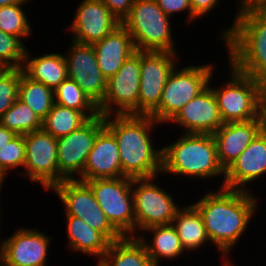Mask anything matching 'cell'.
<instances>
[{
  "label": "cell",
  "instance_id": "obj_1",
  "mask_svg": "<svg viewBox=\"0 0 266 266\" xmlns=\"http://www.w3.org/2000/svg\"><path fill=\"white\" fill-rule=\"evenodd\" d=\"M208 192L192 205L199 211L210 243L226 258L255 215L256 198L251 191L227 189Z\"/></svg>",
  "mask_w": 266,
  "mask_h": 266
},
{
  "label": "cell",
  "instance_id": "obj_2",
  "mask_svg": "<svg viewBox=\"0 0 266 266\" xmlns=\"http://www.w3.org/2000/svg\"><path fill=\"white\" fill-rule=\"evenodd\" d=\"M104 121L118 143L121 177L150 178L162 173V148L154 149L150 138V129L158 122L151 115H108Z\"/></svg>",
  "mask_w": 266,
  "mask_h": 266
},
{
  "label": "cell",
  "instance_id": "obj_3",
  "mask_svg": "<svg viewBox=\"0 0 266 266\" xmlns=\"http://www.w3.org/2000/svg\"><path fill=\"white\" fill-rule=\"evenodd\" d=\"M233 24L221 34L229 51V63L253 78L266 79V9L239 8Z\"/></svg>",
  "mask_w": 266,
  "mask_h": 266
},
{
  "label": "cell",
  "instance_id": "obj_4",
  "mask_svg": "<svg viewBox=\"0 0 266 266\" xmlns=\"http://www.w3.org/2000/svg\"><path fill=\"white\" fill-rule=\"evenodd\" d=\"M169 146L162 147V172L196 178L223 175L213 134L182 133Z\"/></svg>",
  "mask_w": 266,
  "mask_h": 266
},
{
  "label": "cell",
  "instance_id": "obj_5",
  "mask_svg": "<svg viewBox=\"0 0 266 266\" xmlns=\"http://www.w3.org/2000/svg\"><path fill=\"white\" fill-rule=\"evenodd\" d=\"M229 66L230 80L222 88H212L223 123L258 118L265 101L263 81L241 73L232 64Z\"/></svg>",
  "mask_w": 266,
  "mask_h": 266
},
{
  "label": "cell",
  "instance_id": "obj_6",
  "mask_svg": "<svg viewBox=\"0 0 266 266\" xmlns=\"http://www.w3.org/2000/svg\"><path fill=\"white\" fill-rule=\"evenodd\" d=\"M169 19L156 0H134L121 24L131 35L137 51L177 53Z\"/></svg>",
  "mask_w": 266,
  "mask_h": 266
},
{
  "label": "cell",
  "instance_id": "obj_7",
  "mask_svg": "<svg viewBox=\"0 0 266 266\" xmlns=\"http://www.w3.org/2000/svg\"><path fill=\"white\" fill-rule=\"evenodd\" d=\"M211 64L185 66L170 73L160 98L159 106L150 114L158 124L170 123L190 100L208 86L212 78Z\"/></svg>",
  "mask_w": 266,
  "mask_h": 266
},
{
  "label": "cell",
  "instance_id": "obj_8",
  "mask_svg": "<svg viewBox=\"0 0 266 266\" xmlns=\"http://www.w3.org/2000/svg\"><path fill=\"white\" fill-rule=\"evenodd\" d=\"M85 182L91 187L97 203L111 225L122 236L137 237L132 178H105Z\"/></svg>",
  "mask_w": 266,
  "mask_h": 266
},
{
  "label": "cell",
  "instance_id": "obj_9",
  "mask_svg": "<svg viewBox=\"0 0 266 266\" xmlns=\"http://www.w3.org/2000/svg\"><path fill=\"white\" fill-rule=\"evenodd\" d=\"M52 190L63 202L66 215L84 220L93 229L101 232L110 242L123 237L108 221L91 187L86 182L77 179L63 180Z\"/></svg>",
  "mask_w": 266,
  "mask_h": 266
},
{
  "label": "cell",
  "instance_id": "obj_10",
  "mask_svg": "<svg viewBox=\"0 0 266 266\" xmlns=\"http://www.w3.org/2000/svg\"><path fill=\"white\" fill-rule=\"evenodd\" d=\"M132 179V194L134 198L135 230L143 231L151 226L172 224L176 214L181 209L175 205L172 195L168 194L153 179ZM135 186V187H134Z\"/></svg>",
  "mask_w": 266,
  "mask_h": 266
},
{
  "label": "cell",
  "instance_id": "obj_11",
  "mask_svg": "<svg viewBox=\"0 0 266 266\" xmlns=\"http://www.w3.org/2000/svg\"><path fill=\"white\" fill-rule=\"evenodd\" d=\"M105 128L104 116L90 118L80 128L60 137L58 141V183L80 177L97 135ZM75 177V178H74Z\"/></svg>",
  "mask_w": 266,
  "mask_h": 266
},
{
  "label": "cell",
  "instance_id": "obj_12",
  "mask_svg": "<svg viewBox=\"0 0 266 266\" xmlns=\"http://www.w3.org/2000/svg\"><path fill=\"white\" fill-rule=\"evenodd\" d=\"M139 85L140 51H136L124 61L117 73L107 80L105 96L97 106L99 114L104 117L112 114L138 115Z\"/></svg>",
  "mask_w": 266,
  "mask_h": 266
},
{
  "label": "cell",
  "instance_id": "obj_13",
  "mask_svg": "<svg viewBox=\"0 0 266 266\" xmlns=\"http://www.w3.org/2000/svg\"><path fill=\"white\" fill-rule=\"evenodd\" d=\"M176 53L140 51L138 115H150L160 103L163 88L176 67Z\"/></svg>",
  "mask_w": 266,
  "mask_h": 266
},
{
  "label": "cell",
  "instance_id": "obj_14",
  "mask_svg": "<svg viewBox=\"0 0 266 266\" xmlns=\"http://www.w3.org/2000/svg\"><path fill=\"white\" fill-rule=\"evenodd\" d=\"M26 171L23 173L35 183L50 190L58 184V141L43 129L23 135Z\"/></svg>",
  "mask_w": 266,
  "mask_h": 266
},
{
  "label": "cell",
  "instance_id": "obj_15",
  "mask_svg": "<svg viewBox=\"0 0 266 266\" xmlns=\"http://www.w3.org/2000/svg\"><path fill=\"white\" fill-rule=\"evenodd\" d=\"M67 63L68 78L75 81L84 93L98 106L106 93L107 79L99 68L93 45L71 41Z\"/></svg>",
  "mask_w": 266,
  "mask_h": 266
},
{
  "label": "cell",
  "instance_id": "obj_16",
  "mask_svg": "<svg viewBox=\"0 0 266 266\" xmlns=\"http://www.w3.org/2000/svg\"><path fill=\"white\" fill-rule=\"evenodd\" d=\"M37 229L21 228L0 244L4 266H46L50 237Z\"/></svg>",
  "mask_w": 266,
  "mask_h": 266
},
{
  "label": "cell",
  "instance_id": "obj_17",
  "mask_svg": "<svg viewBox=\"0 0 266 266\" xmlns=\"http://www.w3.org/2000/svg\"><path fill=\"white\" fill-rule=\"evenodd\" d=\"M78 6L69 25L75 42L92 45L121 24L102 0H82Z\"/></svg>",
  "mask_w": 266,
  "mask_h": 266
},
{
  "label": "cell",
  "instance_id": "obj_18",
  "mask_svg": "<svg viewBox=\"0 0 266 266\" xmlns=\"http://www.w3.org/2000/svg\"><path fill=\"white\" fill-rule=\"evenodd\" d=\"M211 85L183 106L170 122L186 128L184 133L214 134L224 123Z\"/></svg>",
  "mask_w": 266,
  "mask_h": 266
},
{
  "label": "cell",
  "instance_id": "obj_19",
  "mask_svg": "<svg viewBox=\"0 0 266 266\" xmlns=\"http://www.w3.org/2000/svg\"><path fill=\"white\" fill-rule=\"evenodd\" d=\"M265 173L266 133L261 130L235 162L225 171V178L221 187L248 191L245 186Z\"/></svg>",
  "mask_w": 266,
  "mask_h": 266
},
{
  "label": "cell",
  "instance_id": "obj_20",
  "mask_svg": "<svg viewBox=\"0 0 266 266\" xmlns=\"http://www.w3.org/2000/svg\"><path fill=\"white\" fill-rule=\"evenodd\" d=\"M262 130L261 115L247 122L224 123L214 134L218 160L226 171Z\"/></svg>",
  "mask_w": 266,
  "mask_h": 266
},
{
  "label": "cell",
  "instance_id": "obj_21",
  "mask_svg": "<svg viewBox=\"0 0 266 266\" xmlns=\"http://www.w3.org/2000/svg\"><path fill=\"white\" fill-rule=\"evenodd\" d=\"M121 177V160L115 136L105 127L95 140L80 181Z\"/></svg>",
  "mask_w": 266,
  "mask_h": 266
},
{
  "label": "cell",
  "instance_id": "obj_22",
  "mask_svg": "<svg viewBox=\"0 0 266 266\" xmlns=\"http://www.w3.org/2000/svg\"><path fill=\"white\" fill-rule=\"evenodd\" d=\"M102 75L108 80L137 50L127 29L120 24L110 34L92 44Z\"/></svg>",
  "mask_w": 266,
  "mask_h": 266
},
{
  "label": "cell",
  "instance_id": "obj_23",
  "mask_svg": "<svg viewBox=\"0 0 266 266\" xmlns=\"http://www.w3.org/2000/svg\"><path fill=\"white\" fill-rule=\"evenodd\" d=\"M23 65V72L32 80L41 82L51 89H56L68 78L67 63L63 54L50 53L38 57L28 55Z\"/></svg>",
  "mask_w": 266,
  "mask_h": 266
},
{
  "label": "cell",
  "instance_id": "obj_24",
  "mask_svg": "<svg viewBox=\"0 0 266 266\" xmlns=\"http://www.w3.org/2000/svg\"><path fill=\"white\" fill-rule=\"evenodd\" d=\"M66 217L69 241L67 245L74 251L89 254V256H97L99 261L108 250L111 242L84 220L70 215H66Z\"/></svg>",
  "mask_w": 266,
  "mask_h": 266
},
{
  "label": "cell",
  "instance_id": "obj_25",
  "mask_svg": "<svg viewBox=\"0 0 266 266\" xmlns=\"http://www.w3.org/2000/svg\"><path fill=\"white\" fill-rule=\"evenodd\" d=\"M97 266H154L138 237L123 236L110 243Z\"/></svg>",
  "mask_w": 266,
  "mask_h": 266
},
{
  "label": "cell",
  "instance_id": "obj_26",
  "mask_svg": "<svg viewBox=\"0 0 266 266\" xmlns=\"http://www.w3.org/2000/svg\"><path fill=\"white\" fill-rule=\"evenodd\" d=\"M172 225L185 250L193 251L210 242L201 214L192 204L181 207Z\"/></svg>",
  "mask_w": 266,
  "mask_h": 266
},
{
  "label": "cell",
  "instance_id": "obj_27",
  "mask_svg": "<svg viewBox=\"0 0 266 266\" xmlns=\"http://www.w3.org/2000/svg\"><path fill=\"white\" fill-rule=\"evenodd\" d=\"M148 233H153L152 244L148 243L144 237L137 236L144 244L154 266H160L162 258L174 259L185 252L175 227L172 224L151 226L145 229Z\"/></svg>",
  "mask_w": 266,
  "mask_h": 266
},
{
  "label": "cell",
  "instance_id": "obj_28",
  "mask_svg": "<svg viewBox=\"0 0 266 266\" xmlns=\"http://www.w3.org/2000/svg\"><path fill=\"white\" fill-rule=\"evenodd\" d=\"M88 120L83 112L54 103L42 120V129L58 139L80 128Z\"/></svg>",
  "mask_w": 266,
  "mask_h": 266
},
{
  "label": "cell",
  "instance_id": "obj_29",
  "mask_svg": "<svg viewBox=\"0 0 266 266\" xmlns=\"http://www.w3.org/2000/svg\"><path fill=\"white\" fill-rule=\"evenodd\" d=\"M18 98L43 120L54 104V90L32 80L21 68Z\"/></svg>",
  "mask_w": 266,
  "mask_h": 266
},
{
  "label": "cell",
  "instance_id": "obj_30",
  "mask_svg": "<svg viewBox=\"0 0 266 266\" xmlns=\"http://www.w3.org/2000/svg\"><path fill=\"white\" fill-rule=\"evenodd\" d=\"M54 103L81 111L89 119L99 115L94 102L84 93L78 84L67 78L54 89Z\"/></svg>",
  "mask_w": 266,
  "mask_h": 266
},
{
  "label": "cell",
  "instance_id": "obj_31",
  "mask_svg": "<svg viewBox=\"0 0 266 266\" xmlns=\"http://www.w3.org/2000/svg\"><path fill=\"white\" fill-rule=\"evenodd\" d=\"M0 124L22 135L42 129V119L19 98L0 117Z\"/></svg>",
  "mask_w": 266,
  "mask_h": 266
},
{
  "label": "cell",
  "instance_id": "obj_32",
  "mask_svg": "<svg viewBox=\"0 0 266 266\" xmlns=\"http://www.w3.org/2000/svg\"><path fill=\"white\" fill-rule=\"evenodd\" d=\"M25 3L0 7V30L21 39L30 36L31 25L22 9Z\"/></svg>",
  "mask_w": 266,
  "mask_h": 266
},
{
  "label": "cell",
  "instance_id": "obj_33",
  "mask_svg": "<svg viewBox=\"0 0 266 266\" xmlns=\"http://www.w3.org/2000/svg\"><path fill=\"white\" fill-rule=\"evenodd\" d=\"M26 52L21 38L0 30V64L4 68H23Z\"/></svg>",
  "mask_w": 266,
  "mask_h": 266
},
{
  "label": "cell",
  "instance_id": "obj_34",
  "mask_svg": "<svg viewBox=\"0 0 266 266\" xmlns=\"http://www.w3.org/2000/svg\"><path fill=\"white\" fill-rule=\"evenodd\" d=\"M25 155L24 137L22 134H17L0 149V174L5 178L11 169L24 167Z\"/></svg>",
  "mask_w": 266,
  "mask_h": 266
},
{
  "label": "cell",
  "instance_id": "obj_35",
  "mask_svg": "<svg viewBox=\"0 0 266 266\" xmlns=\"http://www.w3.org/2000/svg\"><path fill=\"white\" fill-rule=\"evenodd\" d=\"M21 68H4L0 72V117L18 98Z\"/></svg>",
  "mask_w": 266,
  "mask_h": 266
},
{
  "label": "cell",
  "instance_id": "obj_36",
  "mask_svg": "<svg viewBox=\"0 0 266 266\" xmlns=\"http://www.w3.org/2000/svg\"><path fill=\"white\" fill-rule=\"evenodd\" d=\"M158 6L164 11L166 15L169 17L174 13H180L181 11L185 12L188 10L189 14L187 16L188 20L190 22L195 21V19H198L193 13L192 8L190 4V0H156Z\"/></svg>",
  "mask_w": 266,
  "mask_h": 266
},
{
  "label": "cell",
  "instance_id": "obj_37",
  "mask_svg": "<svg viewBox=\"0 0 266 266\" xmlns=\"http://www.w3.org/2000/svg\"><path fill=\"white\" fill-rule=\"evenodd\" d=\"M109 11L120 21L129 14L134 0H102Z\"/></svg>",
  "mask_w": 266,
  "mask_h": 266
},
{
  "label": "cell",
  "instance_id": "obj_38",
  "mask_svg": "<svg viewBox=\"0 0 266 266\" xmlns=\"http://www.w3.org/2000/svg\"><path fill=\"white\" fill-rule=\"evenodd\" d=\"M219 0H190L192 13L197 17H202L208 14L214 7H216Z\"/></svg>",
  "mask_w": 266,
  "mask_h": 266
},
{
  "label": "cell",
  "instance_id": "obj_39",
  "mask_svg": "<svg viewBox=\"0 0 266 266\" xmlns=\"http://www.w3.org/2000/svg\"><path fill=\"white\" fill-rule=\"evenodd\" d=\"M17 134L0 124V149L8 144Z\"/></svg>",
  "mask_w": 266,
  "mask_h": 266
},
{
  "label": "cell",
  "instance_id": "obj_40",
  "mask_svg": "<svg viewBox=\"0 0 266 266\" xmlns=\"http://www.w3.org/2000/svg\"><path fill=\"white\" fill-rule=\"evenodd\" d=\"M241 5L238 8H243L246 6H263L266 4V0H241Z\"/></svg>",
  "mask_w": 266,
  "mask_h": 266
},
{
  "label": "cell",
  "instance_id": "obj_41",
  "mask_svg": "<svg viewBox=\"0 0 266 266\" xmlns=\"http://www.w3.org/2000/svg\"><path fill=\"white\" fill-rule=\"evenodd\" d=\"M29 0H0V7L7 6V5H15L18 3H26Z\"/></svg>",
  "mask_w": 266,
  "mask_h": 266
},
{
  "label": "cell",
  "instance_id": "obj_42",
  "mask_svg": "<svg viewBox=\"0 0 266 266\" xmlns=\"http://www.w3.org/2000/svg\"><path fill=\"white\" fill-rule=\"evenodd\" d=\"M262 130L266 133V101H264L261 111Z\"/></svg>",
  "mask_w": 266,
  "mask_h": 266
},
{
  "label": "cell",
  "instance_id": "obj_43",
  "mask_svg": "<svg viewBox=\"0 0 266 266\" xmlns=\"http://www.w3.org/2000/svg\"><path fill=\"white\" fill-rule=\"evenodd\" d=\"M223 266H233V265H232V263L229 262V261L227 260V258H226V259H224Z\"/></svg>",
  "mask_w": 266,
  "mask_h": 266
},
{
  "label": "cell",
  "instance_id": "obj_44",
  "mask_svg": "<svg viewBox=\"0 0 266 266\" xmlns=\"http://www.w3.org/2000/svg\"><path fill=\"white\" fill-rule=\"evenodd\" d=\"M4 177L0 174V191H1V186L3 184Z\"/></svg>",
  "mask_w": 266,
  "mask_h": 266
},
{
  "label": "cell",
  "instance_id": "obj_45",
  "mask_svg": "<svg viewBox=\"0 0 266 266\" xmlns=\"http://www.w3.org/2000/svg\"><path fill=\"white\" fill-rule=\"evenodd\" d=\"M0 266H4V261H3V257L0 254Z\"/></svg>",
  "mask_w": 266,
  "mask_h": 266
},
{
  "label": "cell",
  "instance_id": "obj_46",
  "mask_svg": "<svg viewBox=\"0 0 266 266\" xmlns=\"http://www.w3.org/2000/svg\"><path fill=\"white\" fill-rule=\"evenodd\" d=\"M4 69V67L0 64V72Z\"/></svg>",
  "mask_w": 266,
  "mask_h": 266
},
{
  "label": "cell",
  "instance_id": "obj_47",
  "mask_svg": "<svg viewBox=\"0 0 266 266\" xmlns=\"http://www.w3.org/2000/svg\"><path fill=\"white\" fill-rule=\"evenodd\" d=\"M264 89H265V101H266V86H264Z\"/></svg>",
  "mask_w": 266,
  "mask_h": 266
}]
</instances>
